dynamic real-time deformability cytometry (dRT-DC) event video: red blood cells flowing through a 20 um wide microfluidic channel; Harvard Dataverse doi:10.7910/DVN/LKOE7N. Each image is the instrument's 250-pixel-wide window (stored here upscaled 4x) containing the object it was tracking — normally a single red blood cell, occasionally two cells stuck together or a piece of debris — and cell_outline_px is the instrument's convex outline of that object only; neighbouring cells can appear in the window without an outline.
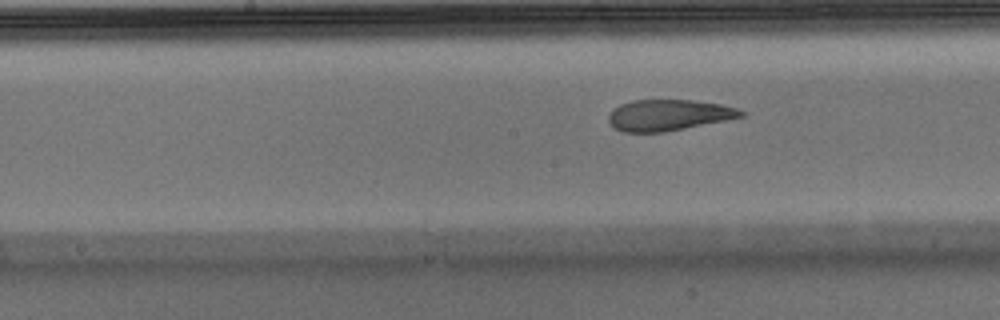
{"species": "Egyptian fruit bat (a non-hibernating species)", "species_latin": "Rousettus aegyptiacus", "temperature_condition": "warm", "stored_images_in_passage": 9, "segment_of_instrument_passage": [2, 2], "camera_frame_rate_fps": 3000, "um_per_image_px": 0.085, "animal": {"sex": "male"}, "frame": {"image": 1, "passage_image": 9, "time_ms": 2.667, "image_size_px": [1000, 320], "cell_outline_px": [[744, 116], [664, 132], [624, 132], [616, 128], [608, 120], [608, 116], [612, 108], [620, 104], [632, 100], [692, 100], [720, 104], [736, 108], [744, 112]], "centroid_in_image_um": [56.78, 9.77], "position_along_channel_um": 191.4, "area_um2": 23.7}}